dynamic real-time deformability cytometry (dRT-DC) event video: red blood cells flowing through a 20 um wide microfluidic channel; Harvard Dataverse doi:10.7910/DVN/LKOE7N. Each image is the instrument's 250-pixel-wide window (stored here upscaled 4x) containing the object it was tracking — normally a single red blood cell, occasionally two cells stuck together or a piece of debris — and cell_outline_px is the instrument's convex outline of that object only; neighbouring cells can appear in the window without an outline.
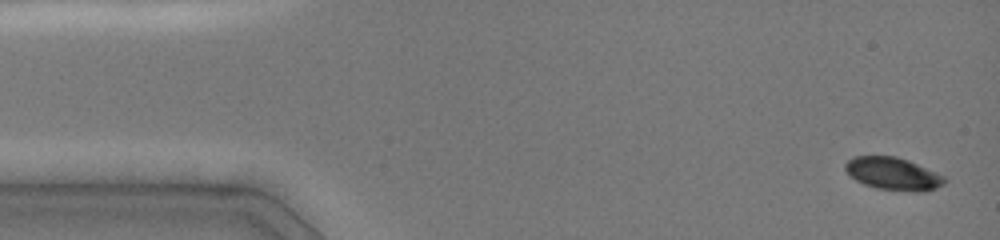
{"species": "common noctule bat (a hibernating species)", "species_latin": "Nyctalus noctula", "temperature_condition": "cold", "stored_images_in_passage": 6, "camera_frame_rate_fps": 3000, "um_per_image_px": 0.085, "animal": {"sex": "female", "body_mass_g": 19.0, "forearm_length_mm": 51.5}, "frame": {"image": 1, "passage_image": 1, "time_ms": 0.0, "image_size_px": [1000, 240], "cell_outline_px": [[948, 180], [944, 184], [936, 188], [924, 192], [912, 192], [876, 188], [864, 184], [856, 180], [844, 168], [844, 164], [852, 156], [896, 156], [908, 160], [944, 176]], "centroid_in_image_um": [75.93, 14.77], "position_along_channel_um": 9.1, "area_um2": 18.9}}
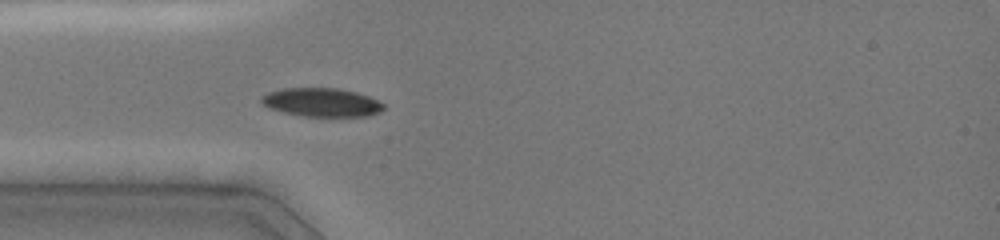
{"frame": {"image": 2, "passage_image": 6, "time_ms": 4.0, "image_size_px": [1000, 240], "cell_outline_px": [[384, 108], [380, 112], [368, 116], [304, 116], [284, 112], [268, 108], [260, 100], [260, 96], [268, 92], [284, 88], [336, 88], [356, 92], [368, 96], [384, 104]], "centroid_in_image_um": [27.32, 8.7], "position_along_channel_um": 57.7, "area_um2": 20.29}}